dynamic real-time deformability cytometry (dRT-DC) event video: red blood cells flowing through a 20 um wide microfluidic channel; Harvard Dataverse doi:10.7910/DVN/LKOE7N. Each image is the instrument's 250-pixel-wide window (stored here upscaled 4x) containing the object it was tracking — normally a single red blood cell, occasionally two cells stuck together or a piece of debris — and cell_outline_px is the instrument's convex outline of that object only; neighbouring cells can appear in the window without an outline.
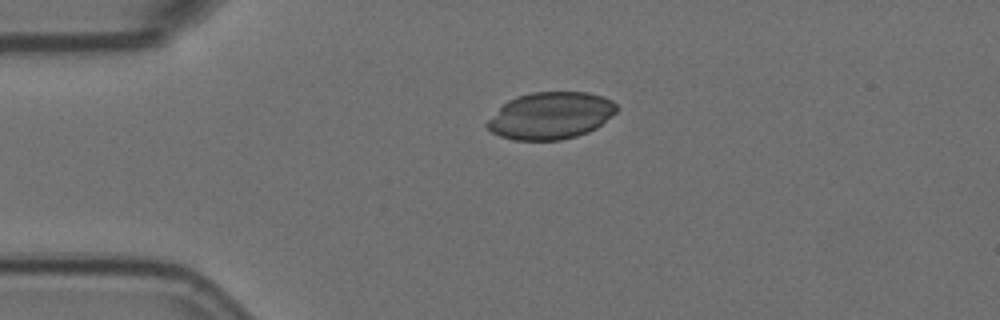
{"species": "Egyptian fruit bat (a non-hibernating species)", "species_latin": "Rousettus aegyptiacus", "temperature_condition": "room temperature", "stored_images_in_passage": 2, "camera_frame_rate_fps": 3000, "um_per_image_px": 0.085, "animal": {"sex": "female"}, "frame": {"image": 1, "passage_image": 1, "time_ms": 0.0, "image_size_px": [1000, 320], "cell_outline_px": [[616, 112], [596, 128], [588, 132], [576, 136], [560, 140], [516, 140], [500, 136], [492, 132], [484, 124], [508, 100], [516, 96], [532, 92], [588, 92], [604, 96], [612, 100], [616, 104]], "centroid_in_image_um": [46.81, 9.82], "position_along_channel_um": 38.2, "area_um2": 35.37}}